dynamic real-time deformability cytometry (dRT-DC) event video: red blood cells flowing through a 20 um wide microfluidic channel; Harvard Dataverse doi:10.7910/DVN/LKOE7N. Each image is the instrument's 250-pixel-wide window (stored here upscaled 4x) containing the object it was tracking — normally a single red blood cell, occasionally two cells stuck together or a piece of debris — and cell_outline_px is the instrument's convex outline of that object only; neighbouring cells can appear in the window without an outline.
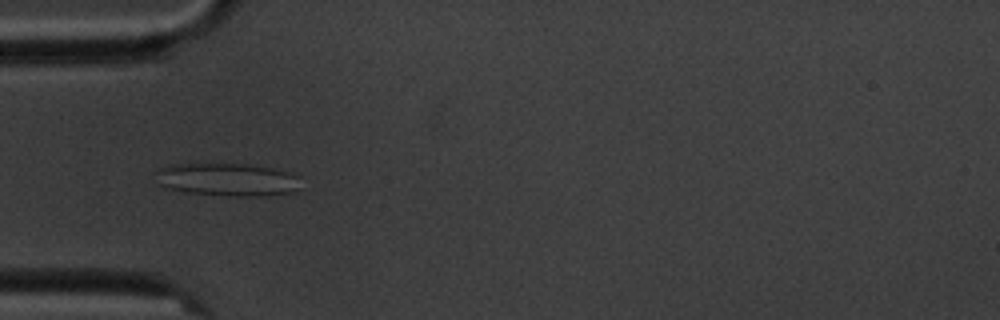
{"species": "common noctule bat (a hibernating species)", "species_latin": "Nyctalus noctula", "temperature_condition": "cold", "stored_images_in_passage": 5, "camera_frame_rate_fps": 3000, "um_per_image_px": 0.085, "animal": {"sex": "male", "body_mass_g": 20.1, "forearm_length_mm": 53.5}, "frame": {"image": 1, "passage_image": 5, "time_ms": 4.667, "image_size_px": [1000, 320], "cell_outline_px": [[300, 188], [296, 192], [268, 196], [224, 196], [184, 192], [168, 188], [156, 184], [152, 172], [156, 168], [172, 164], [196, 160], [248, 164], [272, 168], [300, 176]], "centroid_in_image_um": [19.21, 15.22], "position_along_channel_um": 65.8, "area_um2": 29.71}}